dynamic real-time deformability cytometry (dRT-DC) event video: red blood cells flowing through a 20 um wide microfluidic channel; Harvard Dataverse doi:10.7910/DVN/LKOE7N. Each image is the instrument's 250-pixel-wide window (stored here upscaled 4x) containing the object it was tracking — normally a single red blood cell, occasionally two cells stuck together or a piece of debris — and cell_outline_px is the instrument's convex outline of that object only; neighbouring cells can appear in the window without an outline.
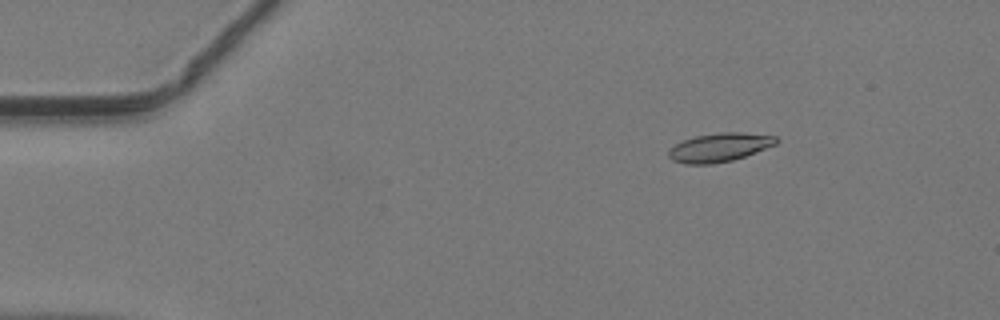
{"species": "common noctule bat (a hibernating species)", "species_latin": "Nyctalus noctula", "temperature_condition": "warm", "stored_images_in_passage": 41, "camera_frame_rate_fps": 3000, "um_per_image_px": 0.085, "animal": {"sex": "male", "body_mass_g": 19.2, "forearm_length_mm": 51.8}, "frame": {"image": 1, "passage_image": 1, "time_ms": 0.0, "image_size_px": [1000, 320], "cell_outline_px": [[780, 140], [776, 144], [744, 156], [732, 160], [712, 164], [684, 164], [672, 160], [668, 156], [668, 148], [684, 140], [696, 136], [720, 132], [740, 132], [776, 136]], "centroid_in_image_um": [61.13, 12.53], "position_along_channel_um": 23.9, "area_um2": 17.92}}
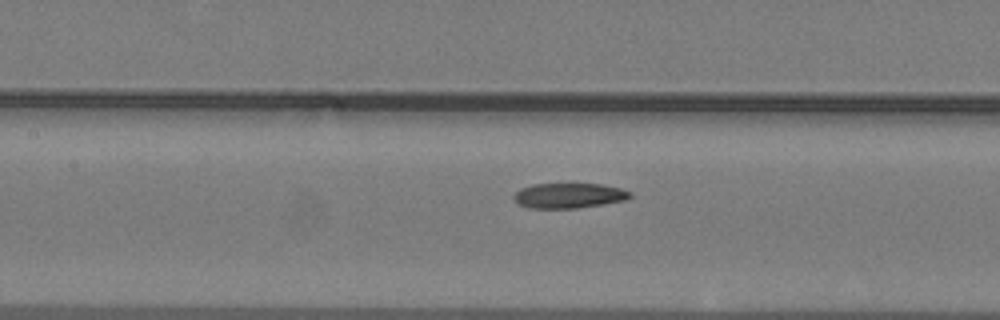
{"frame": {"image": 2, "passage_image": 16, "time_ms": 5.0, "image_size_px": [1000, 320], "cell_outline_px": [[632, 196], [624, 200], [576, 208], [528, 208], [520, 204], [512, 196], [520, 188], [532, 184], [600, 184], [620, 188], [632, 192]], "centroid_in_image_um": [48.33, 16.62], "position_along_channel_um": 159.1, "area_um2": 16.82}}
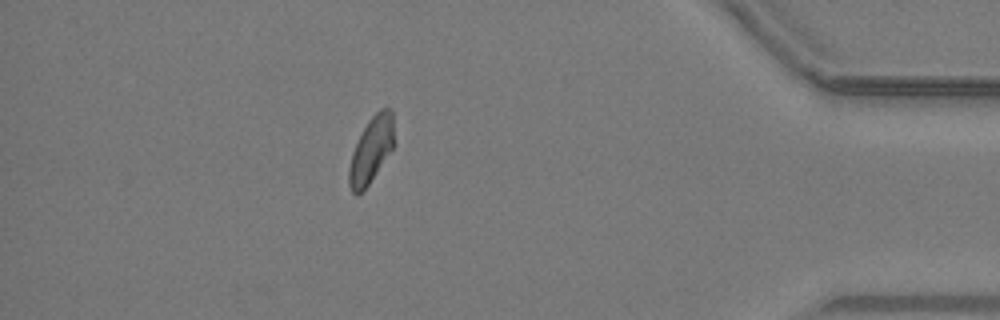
{"frame": {"image": 3, "passage_image": 36, "time_ms": 11.667, "image_size_px": [1000, 320], "cell_outline_px": [[396, 144], [368, 184], [356, 196], [352, 192], [348, 184], [348, 168], [352, 152], [368, 120], [380, 108], [392, 108]], "centroid_in_image_um": [31.58, 12.71], "position_along_channel_um": 403.6, "area_um2": 17.46}}